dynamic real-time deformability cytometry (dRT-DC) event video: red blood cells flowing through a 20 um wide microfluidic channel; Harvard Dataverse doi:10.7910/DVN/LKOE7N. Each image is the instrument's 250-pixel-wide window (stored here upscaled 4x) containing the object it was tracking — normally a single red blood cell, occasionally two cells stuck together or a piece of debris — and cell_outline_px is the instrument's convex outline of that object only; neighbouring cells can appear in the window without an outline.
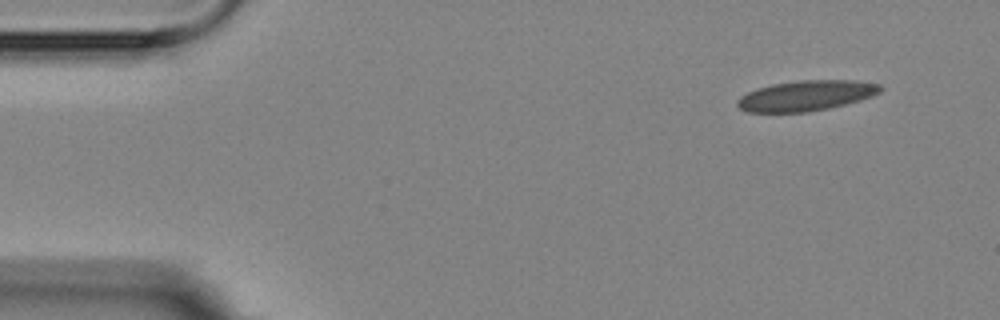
{"species": "Egyptian fruit bat (a non-hibernating species)", "species_latin": "Rousettus aegyptiacus", "temperature_condition": "room temperature", "stored_images_in_passage": 4, "camera_frame_rate_fps": 3000, "um_per_image_px": 0.085, "animal": {"sex": "female"}, "frame": {"image": 1, "passage_image": 1, "time_ms": 0.0, "image_size_px": [1000, 320], "cell_outline_px": [[884, 88], [880, 92], [872, 96], [860, 100], [828, 108], [808, 112], [748, 112], [740, 108], [736, 104], [736, 100], [740, 96], [756, 88], [772, 84], [800, 80], [856, 80], [880, 84]], "centroid_in_image_um": [68.52, 8.12], "position_along_channel_um": 16.5, "area_um2": 25.37}}